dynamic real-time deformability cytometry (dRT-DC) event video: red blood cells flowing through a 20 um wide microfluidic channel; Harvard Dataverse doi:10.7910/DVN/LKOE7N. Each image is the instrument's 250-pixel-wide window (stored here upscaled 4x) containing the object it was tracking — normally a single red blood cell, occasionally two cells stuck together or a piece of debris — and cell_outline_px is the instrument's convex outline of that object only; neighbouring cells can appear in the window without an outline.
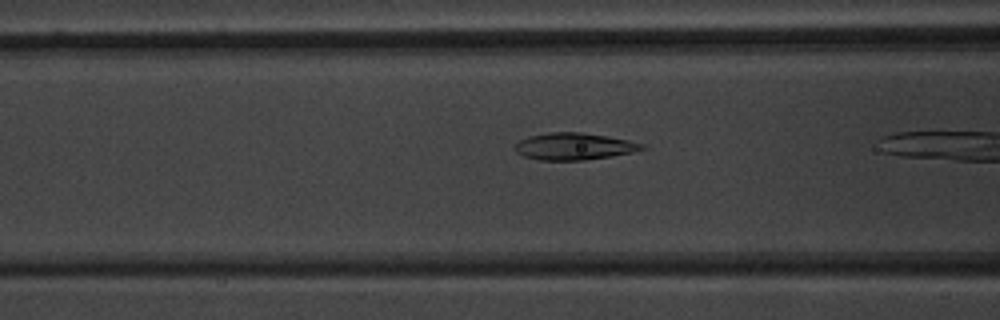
{"species": "common noctule bat (a hibernating species)", "species_latin": "Nyctalus noctula", "temperature_condition": "warm", "stored_images_in_passage": 33, "camera_frame_rate_fps": 3000, "um_per_image_px": 0.085, "animal": {"sex": "male", "body_mass_g": 20.1, "forearm_length_mm": 53.5}, "frame": {"image": 1, "passage_image": 15, "time_ms": 4.667, "image_size_px": [1000, 320], "cell_outline_px": [[648, 148], [632, 152], [612, 156], [584, 160], [540, 160], [524, 156], [516, 152], [512, 148], [520, 140], [532, 136], [548, 132], [580, 132], [608, 136], [628, 140], [644, 144]], "centroid_in_image_um": [48.81, 12.44], "position_along_channel_um": 117.8, "area_um2": 19.94}}
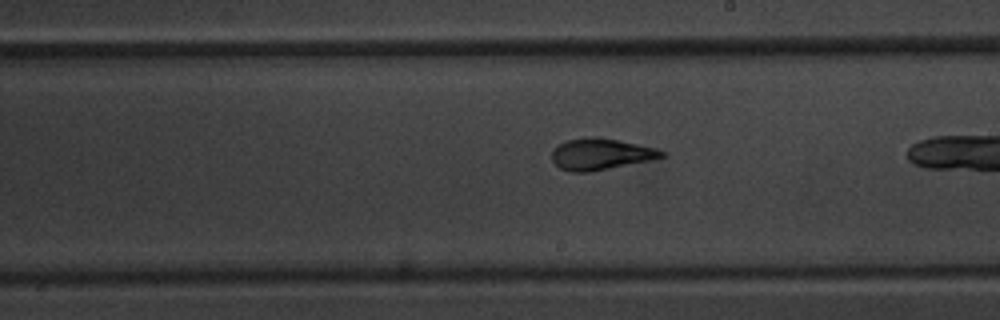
{"frame": {"image": 2, "passage_image": 24, "time_ms": 7.667, "image_size_px": [1000, 320], "cell_outline_px": [[668, 156], [588, 172], [572, 172], [560, 168], [552, 160], [552, 152], [560, 144], [568, 140], [592, 136], [596, 136], [656, 148], [664, 152]], "centroid_in_image_um": [51.05, 13.1], "position_along_channel_um": 237.9, "area_um2": 19.59}}